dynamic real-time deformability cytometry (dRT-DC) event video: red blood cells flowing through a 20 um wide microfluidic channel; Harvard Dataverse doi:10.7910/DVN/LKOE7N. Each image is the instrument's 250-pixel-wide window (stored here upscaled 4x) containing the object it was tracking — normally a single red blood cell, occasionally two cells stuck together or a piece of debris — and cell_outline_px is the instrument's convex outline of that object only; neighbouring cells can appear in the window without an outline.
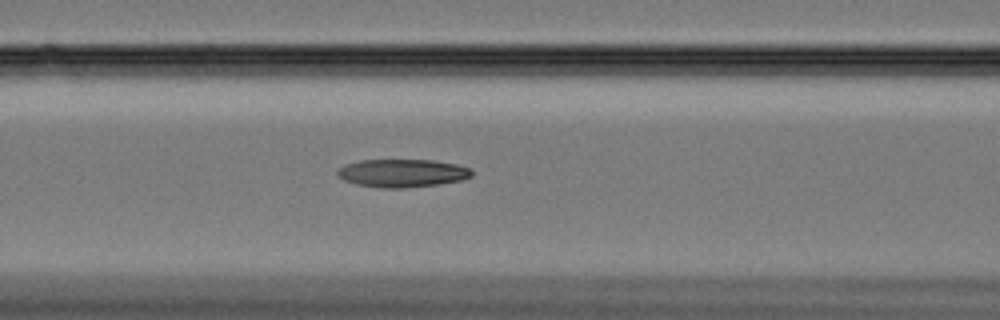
{"species": "Egyptian fruit bat (a non-hibernating species)", "species_latin": "Rousettus aegyptiacus", "temperature_condition": "cold", "stored_images_in_passage": 53, "camera_frame_rate_fps": 3000, "um_per_image_px": 0.085, "animal": {"sex": "female"}, "frame": {"image": 1, "passage_image": 18, "time_ms": 5.667, "image_size_px": [1000, 320], "cell_outline_px": [[472, 176], [460, 180], [436, 184], [404, 188], [380, 188], [356, 184], [344, 180], [336, 176], [336, 172], [344, 164], [360, 160], [432, 160], [456, 164], [472, 168]], "centroid_in_image_um": [34.16, 14.71], "position_along_channel_um": 132.4, "area_um2": 21.96}}
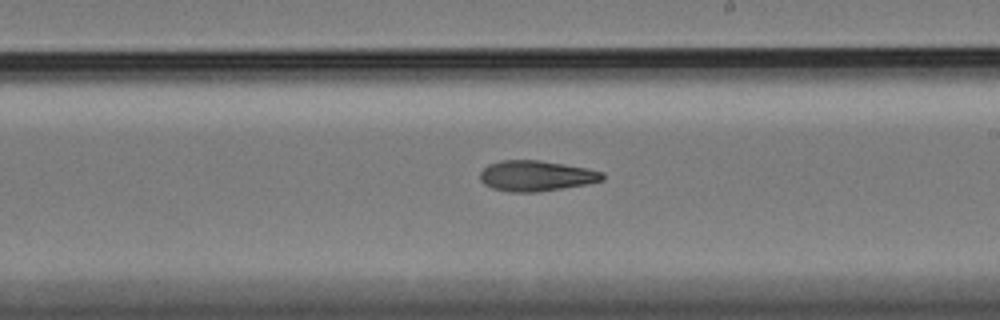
{"frame": {"image": 2, "passage_image": 28, "time_ms": 9.0, "image_size_px": [1000, 320], "cell_outline_px": [[604, 180], [584, 184], [536, 192], [512, 192], [492, 188], [484, 184], [480, 180], [480, 172], [488, 164], [500, 160], [540, 160], [564, 164], [604, 172]], "centroid_in_image_um": [45.53, 14.94], "position_along_channel_um": 243.5, "area_um2": 21.62}}
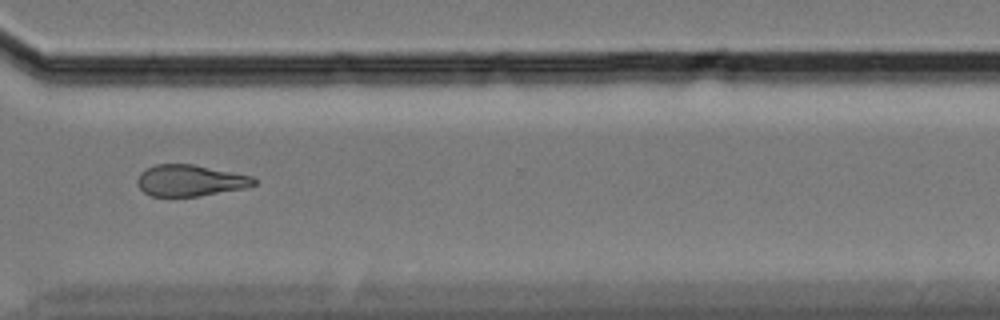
{"frame": {"image": 3, "passage_image": 38, "time_ms": 12.333, "image_size_px": [1000, 320], "cell_outline_px": [[256, 184], [244, 188], [200, 196], [152, 196], [144, 192], [136, 184], [136, 180], [140, 172], [156, 164], [192, 164], [252, 176], [256, 180]], "centroid_in_image_um": [16.13, 15.34], "position_along_channel_um": 354.5, "area_um2": 21.21}, "authors_computed_cell_mechanics": {"area_um2": 21.675, "velocity_mm_per_s": 3.3384, "shape_relaxation_time_tau1_ms": null, "shape_relaxation_time_tau2_ms": 9.218, "deformation_change_tau1": null, "deformation_change_tau2": 0.1933}}